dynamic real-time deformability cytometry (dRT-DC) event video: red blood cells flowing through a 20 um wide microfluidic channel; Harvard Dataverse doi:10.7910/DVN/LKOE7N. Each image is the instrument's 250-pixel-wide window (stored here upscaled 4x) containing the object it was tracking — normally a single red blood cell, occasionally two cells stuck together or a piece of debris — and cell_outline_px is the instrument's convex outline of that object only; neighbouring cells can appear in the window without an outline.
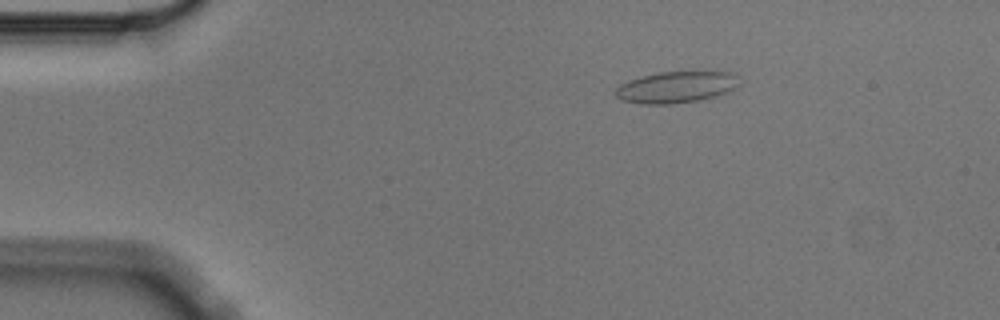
{"species": "Egyptian fruit bat (a non-hibernating species)", "species_latin": "Rousettus aegyptiacus", "temperature_condition": "cold", "stored_images_in_passage": 4, "camera_frame_rate_fps": 3000, "um_per_image_px": 0.085, "animal": {"sex": "male"}, "frame": {"image": 1, "passage_image": 2, "time_ms": 0.333, "image_size_px": [1000, 320], "cell_outline_px": [[740, 84], [728, 92], [696, 100], [672, 104], [640, 104], [620, 100], [612, 92], [620, 84], [644, 76], [660, 72], [704, 68], [732, 72], [736, 76]], "centroid_in_image_um": [57.52, 7.35], "position_along_channel_um": 27.5, "area_um2": 23.47}}